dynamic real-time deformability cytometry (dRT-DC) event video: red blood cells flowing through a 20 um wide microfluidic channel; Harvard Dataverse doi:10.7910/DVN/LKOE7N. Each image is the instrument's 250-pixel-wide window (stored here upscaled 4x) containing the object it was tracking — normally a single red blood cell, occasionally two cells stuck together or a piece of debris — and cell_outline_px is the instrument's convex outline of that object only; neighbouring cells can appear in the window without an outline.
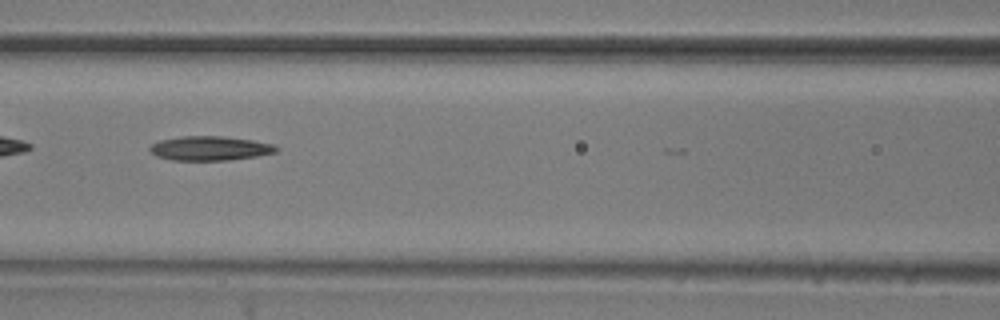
{"species": "common noctule bat (a hibernating species)", "species_latin": "Nyctalus noctula", "temperature_condition": "room temperature", "stored_images_in_passage": 10, "camera_frame_rate_fps": 3000, "um_per_image_px": 0.085, "animal": {"sex": "male", "body_mass_g": 20.5, "forearm_length_mm": 52.5}, "frame": {"image": 1, "passage_image": 8, "time_ms": 2.333, "image_size_px": [1000, 320], "cell_outline_px": [[280, 148], [276, 152], [256, 156], [228, 160], [172, 160], [156, 156], [148, 148], [152, 144], [160, 140], [180, 136], [224, 136], [252, 140], [272, 144]], "centroid_in_image_um": [17.84, 12.6], "position_along_channel_um": 148.8, "area_um2": 17.86}}